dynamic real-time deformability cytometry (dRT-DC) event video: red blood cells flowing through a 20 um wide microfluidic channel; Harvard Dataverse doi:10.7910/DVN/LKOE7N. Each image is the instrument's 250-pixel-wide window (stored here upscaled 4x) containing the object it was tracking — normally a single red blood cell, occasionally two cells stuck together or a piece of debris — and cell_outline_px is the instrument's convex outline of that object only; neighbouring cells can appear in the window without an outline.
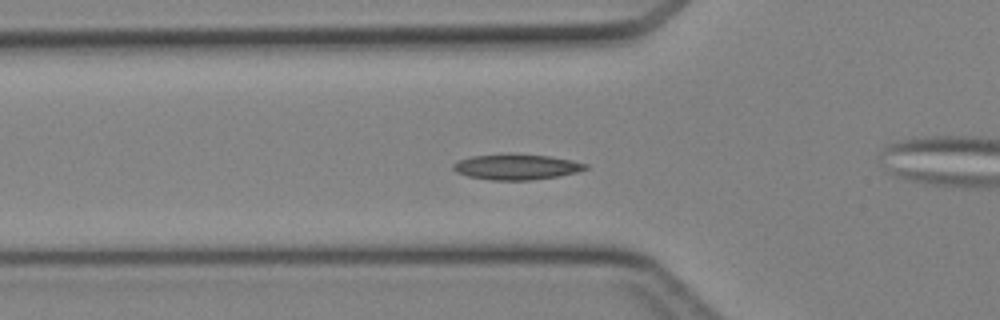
{"species": "Egyptian fruit bat (a non-hibernating species)", "species_latin": "Rousettus aegyptiacus", "temperature_condition": "cold", "stored_images_in_passage": 47, "camera_frame_rate_fps": 3000, "um_per_image_px": 0.085, "animal": {"sex": "female"}, "frame": {"image": 1, "passage_image": 16, "time_ms": 5.0, "image_size_px": [1000, 320], "cell_outline_px": [[588, 168], [576, 172], [556, 176], [528, 180], [492, 180], [468, 176], [456, 172], [452, 168], [452, 164], [460, 160], [472, 156], [508, 152], [548, 156], [572, 160], [588, 164]], "centroid_in_image_um": [43.87, 14.16], "position_along_channel_um": 81.9, "area_um2": 19.83}}
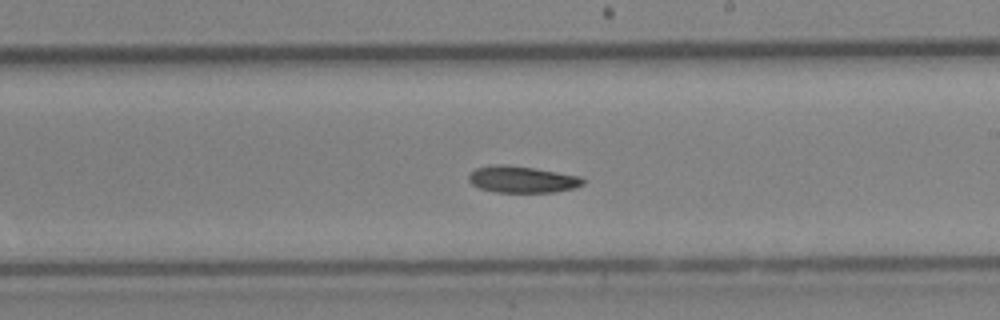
{"frame": {"image": 2, "passage_image": 27, "time_ms": 8.667, "image_size_px": [1000, 320], "cell_outline_px": [[584, 184], [576, 188], [556, 192], [496, 192], [480, 188], [472, 184], [468, 180], [468, 176], [476, 168], [492, 164], [504, 164], [536, 168], [580, 176], [584, 180]], "centroid_in_image_um": [44.4, 15.24], "position_along_channel_um": 244.6, "area_um2": 17.86}}
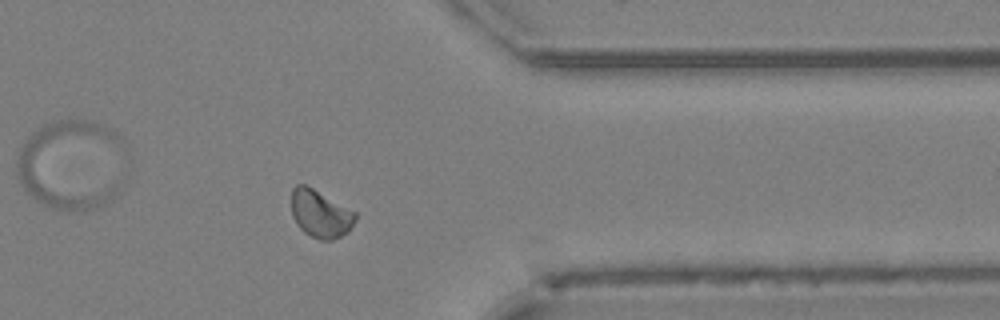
{"frame": {"image": 3, "passage_image": 37, "time_ms": 12.0, "image_size_px": [1000, 320], "cell_outline_px": [[356, 220], [348, 232], [332, 240], [320, 240], [304, 232], [296, 224], [292, 216], [292, 188], [296, 184], [304, 184], [312, 188], [356, 212]], "centroid_in_image_um": [27.22, 18.18], "position_along_channel_um": 384.2, "area_um2": 17.63}}